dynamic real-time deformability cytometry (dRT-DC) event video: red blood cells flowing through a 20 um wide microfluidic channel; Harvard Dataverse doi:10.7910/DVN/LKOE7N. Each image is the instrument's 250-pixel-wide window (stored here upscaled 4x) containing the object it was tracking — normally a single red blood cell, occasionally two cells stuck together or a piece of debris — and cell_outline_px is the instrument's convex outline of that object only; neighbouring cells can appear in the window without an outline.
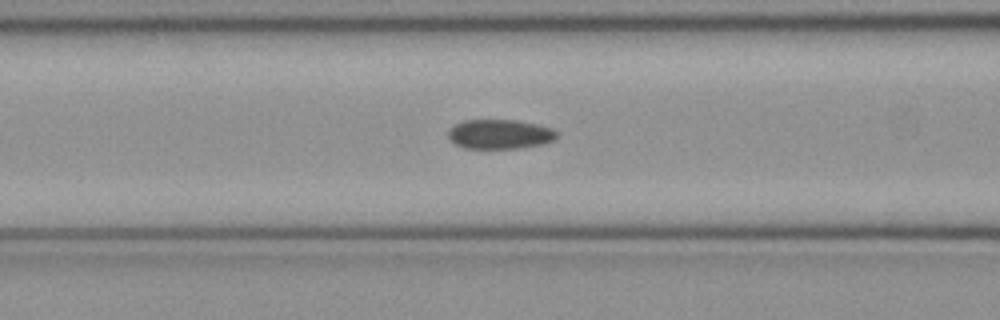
{"species": "common noctule bat (a hibernating species)", "species_latin": "Nyctalus noctula", "temperature_condition": "cold", "stored_images_in_passage": 48, "camera_frame_rate_fps": 3000, "um_per_image_px": 0.085, "animal": {"sex": "female", "body_mass_g": 21.9}, "frame": {"image": 1, "passage_image": 17, "time_ms": 5.333, "image_size_px": [1000, 320], "cell_outline_px": [[556, 140], [540, 144], [520, 148], [464, 148], [456, 144], [448, 136], [448, 128], [464, 120], [516, 120], [536, 124], [552, 128], [556, 132]], "centroid_in_image_um": [42.47, 11.4], "position_along_channel_um": 124.1, "area_um2": 18.55}}
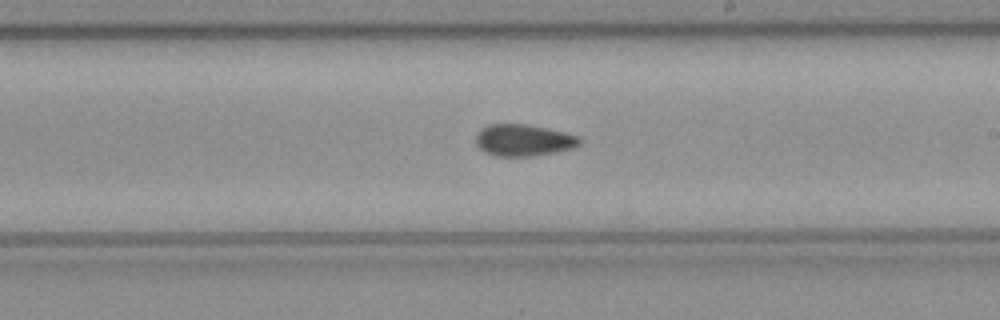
{"frame": {"image": 2, "passage_image": 26, "time_ms": 8.333, "image_size_px": [1000, 320], "cell_outline_px": [[580, 144], [572, 148], [552, 152], [528, 156], [496, 156], [484, 152], [476, 144], [476, 136], [480, 128], [488, 124], [524, 124], [564, 132], [580, 136]], "centroid_in_image_um": [44.45, 11.91], "position_along_channel_um": 244.5, "area_um2": 18.96}}
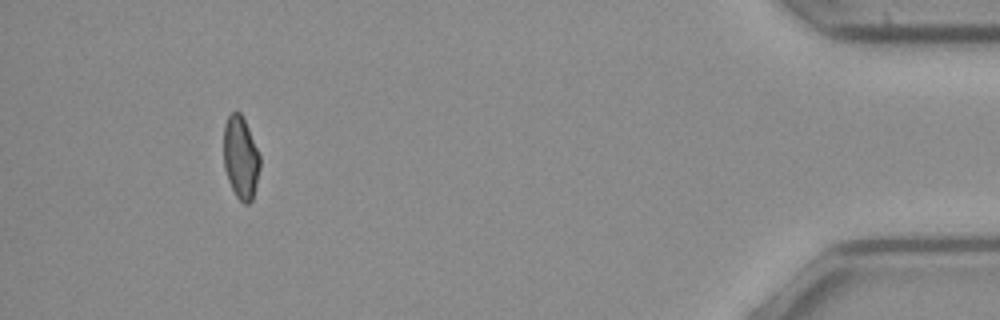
{"frame": {"image": 3, "passage_image": 44, "time_ms": 14.333, "image_size_px": [1000, 320], "cell_outline_px": [[260, 168], [252, 200], [248, 204], [244, 204], [236, 196], [228, 180], [224, 168], [224, 124], [228, 116], [236, 108], [240, 112], [248, 128], [260, 156]], "centroid_in_image_um": [20.45, 13.38], "position_along_channel_um": 414.8, "area_um2": 17.46}, "authors_computed_cell_mechanics": {"area_um2": 18.9295, "velocity_mm_per_s": 3.9969, "shape_relaxation_time_tau1_ms": null, "shape_relaxation_time_tau2_ms": 3.4799, "deformation_change_tau1": null, "deformation_change_tau2": 0.0786}}